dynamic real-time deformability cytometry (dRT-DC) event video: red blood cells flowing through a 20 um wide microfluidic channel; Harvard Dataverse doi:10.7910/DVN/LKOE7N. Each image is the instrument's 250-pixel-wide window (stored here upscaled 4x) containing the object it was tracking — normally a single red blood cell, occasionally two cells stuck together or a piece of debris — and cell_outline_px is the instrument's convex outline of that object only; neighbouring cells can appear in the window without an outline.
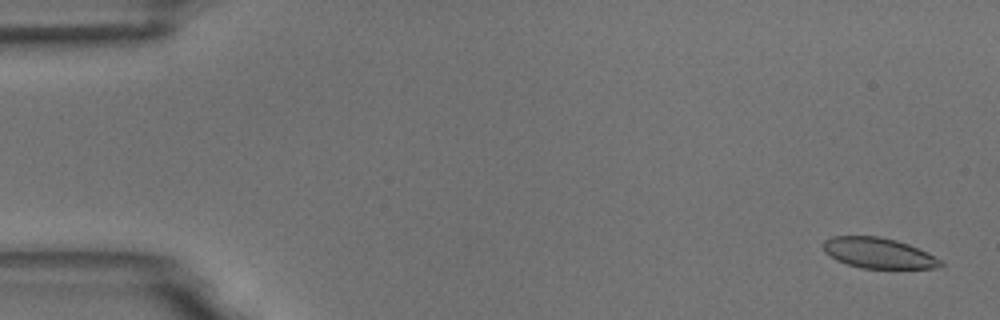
{"species": "common noctule bat (a hibernating species)", "species_latin": "Nyctalus noctula", "temperature_condition": "room temperature", "stored_images_in_passage": 51, "camera_frame_rate_fps": 3000, "um_per_image_px": 0.085, "animal": {"sex": "male", "body_mass_g": 18.8}, "frame": {"image": 1, "passage_image": 2, "time_ms": 0.333, "image_size_px": [1000, 320], "cell_outline_px": [[944, 264], [936, 268], [860, 268], [836, 260], [824, 252], [824, 240], [832, 236], [880, 236], [896, 240], [908, 244], [928, 252], [940, 260]], "centroid_in_image_um": [74.66, 21.5], "position_along_channel_um": 10.3, "area_um2": 20.81}}
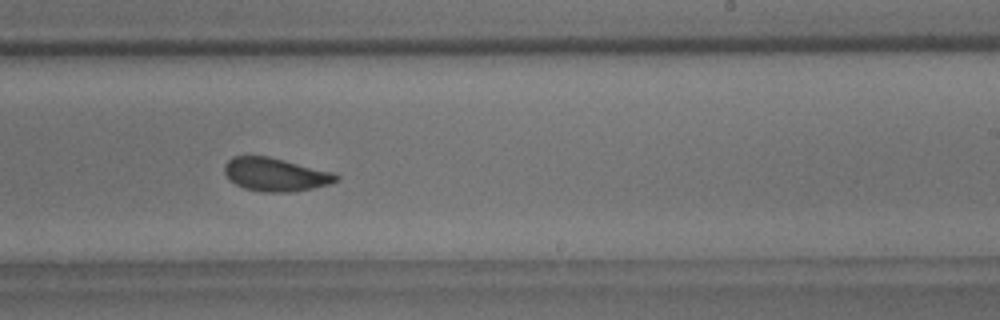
{"frame": {"image": 2, "passage_image": 34, "time_ms": 11.0, "image_size_px": [1000, 320], "cell_outline_px": [[340, 180], [328, 184], [312, 188], [292, 192], [264, 192], [244, 188], [228, 180], [224, 172], [224, 164], [232, 156], [268, 156], [336, 172], [340, 176]], "centroid_in_image_um": [23.43, 14.83], "position_along_channel_um": 265.6, "area_um2": 21.96}}
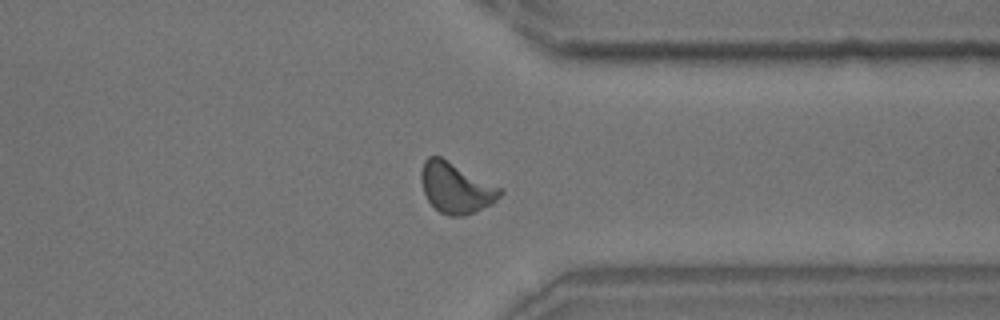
{"frame": {"image": 3, "passage_image": 43, "time_ms": 14.0, "image_size_px": [1000, 320], "cell_outline_px": [[504, 192], [492, 204], [464, 216], [448, 216], [440, 212], [428, 200], [424, 192], [420, 180], [420, 172], [424, 160], [428, 156], [440, 156], [504, 188]], "centroid_in_image_um": [38.77, 15.95], "position_along_channel_um": 372.6, "area_um2": 23.47}, "authors_computed_cell_mechanics": {"area_um2": 22.0218, "velocity_mm_per_s": 3.6481, "shape_relaxation_time_tau1_ms": 4.5887, "shape_relaxation_time_tau2_ms": 1.2188, "deformation_change_tau1": 0.1146, "deformation_change_tau2": 0.0582}}